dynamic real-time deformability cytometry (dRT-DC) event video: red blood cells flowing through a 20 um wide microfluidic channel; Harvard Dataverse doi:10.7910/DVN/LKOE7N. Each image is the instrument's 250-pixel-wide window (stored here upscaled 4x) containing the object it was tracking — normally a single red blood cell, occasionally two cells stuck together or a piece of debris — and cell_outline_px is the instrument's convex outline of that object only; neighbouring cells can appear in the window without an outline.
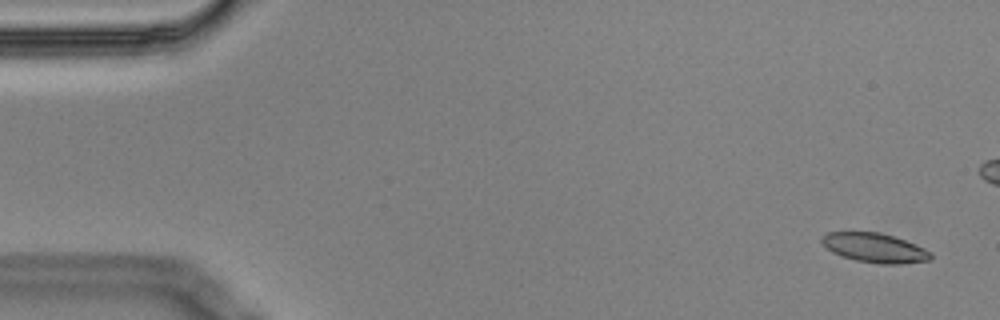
{"species": "Egyptian fruit bat (a non-hibernating species)", "species_latin": "Rousettus aegyptiacus", "temperature_condition": "cold", "stored_images_in_passage": 6, "segment_of_instrument_passage": [1, 2], "camera_frame_rate_fps": 3000, "um_per_image_px": 0.085, "animal": {"sex": "male"}, "frame": {"image": 1, "passage_image": 1, "time_ms": 0.0, "image_size_px": [1000, 320], "cell_outline_px": [[932, 260], [900, 264], [880, 264], [856, 260], [840, 256], [832, 252], [820, 240], [828, 232], [880, 232], [904, 240], [924, 248], [932, 252]], "centroid_in_image_um": [74.38, 21.08], "position_along_channel_um": 10.6, "area_um2": 18.55}}